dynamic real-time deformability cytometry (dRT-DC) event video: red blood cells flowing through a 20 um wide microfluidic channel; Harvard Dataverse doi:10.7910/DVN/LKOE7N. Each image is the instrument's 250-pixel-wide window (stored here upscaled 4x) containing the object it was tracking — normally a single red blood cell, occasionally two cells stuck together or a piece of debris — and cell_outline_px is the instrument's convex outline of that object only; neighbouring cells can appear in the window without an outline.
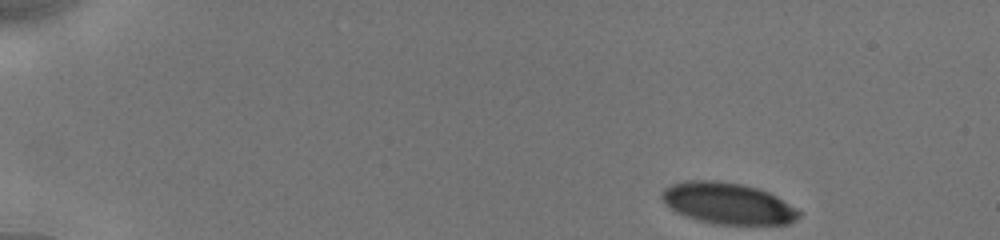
{"species": "human", "species_latin": "Homo sapiens", "temperature_condition": "cold", "stored_images_in_passage": 9, "camera_frame_rate_fps": 3000, "um_per_image_px": 0.085, "donor": {"sex": "male"}, "frame": {"image": 1, "passage_image": 1, "time_ms": 0.0, "image_size_px": [1000, 240], "cell_outline_px": [[804, 212], [800, 216], [788, 224], [720, 224], [700, 220], [688, 216], [672, 208], [660, 196], [660, 192], [664, 188], [672, 184], [684, 180], [716, 180], [740, 184], [756, 188], [768, 192], [776, 196]], "centroid_in_image_um": [61.9, 17.27], "position_along_channel_um": 23.1, "area_um2": 32.66}}
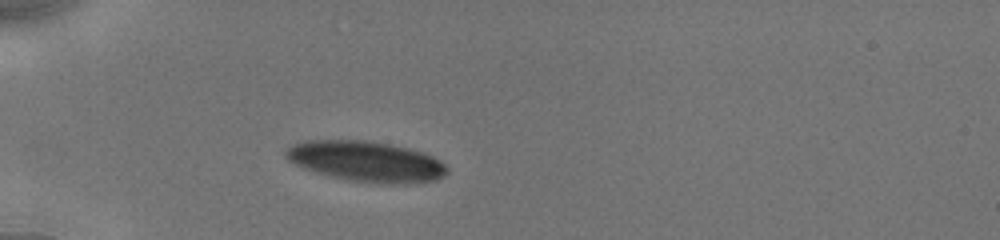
{"frame": {"image": 2, "passage_image": 8, "time_ms": 3.333, "image_size_px": [1000, 240], "cell_outline_px": [[448, 172], [444, 176], [432, 180], [404, 184], [384, 184], [348, 180], [332, 176], [304, 168], [288, 160], [284, 156], [284, 152], [292, 144], [308, 140], [364, 140], [388, 144], [408, 148], [432, 156], [440, 160], [448, 168]], "centroid_in_image_um": [31.12, 13.72], "position_along_channel_um": 53.9, "area_um2": 37.8}}